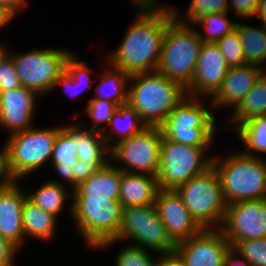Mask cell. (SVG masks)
<instances>
[{"mask_svg": "<svg viewBox=\"0 0 266 266\" xmlns=\"http://www.w3.org/2000/svg\"><path fill=\"white\" fill-rule=\"evenodd\" d=\"M119 46L106 63L129 76L157 70L168 24L174 19L171 5L138 9Z\"/></svg>", "mask_w": 266, "mask_h": 266, "instance_id": "1", "label": "cell"}, {"mask_svg": "<svg viewBox=\"0 0 266 266\" xmlns=\"http://www.w3.org/2000/svg\"><path fill=\"white\" fill-rule=\"evenodd\" d=\"M186 96L180 83L157 71L129 77L128 104L146 126H159Z\"/></svg>", "mask_w": 266, "mask_h": 266, "instance_id": "2", "label": "cell"}, {"mask_svg": "<svg viewBox=\"0 0 266 266\" xmlns=\"http://www.w3.org/2000/svg\"><path fill=\"white\" fill-rule=\"evenodd\" d=\"M232 152L213 156L212 166L221 180L224 199L233 204L246 200L266 199V157Z\"/></svg>", "mask_w": 266, "mask_h": 266, "instance_id": "3", "label": "cell"}, {"mask_svg": "<svg viewBox=\"0 0 266 266\" xmlns=\"http://www.w3.org/2000/svg\"><path fill=\"white\" fill-rule=\"evenodd\" d=\"M187 95L159 125L162 138L193 147H210L214 143L216 119L212 104ZM211 108V109H210Z\"/></svg>", "mask_w": 266, "mask_h": 266, "instance_id": "4", "label": "cell"}, {"mask_svg": "<svg viewBox=\"0 0 266 266\" xmlns=\"http://www.w3.org/2000/svg\"><path fill=\"white\" fill-rule=\"evenodd\" d=\"M202 45L196 27L174 18L167 26L156 71L187 89L193 80Z\"/></svg>", "mask_w": 266, "mask_h": 266, "instance_id": "5", "label": "cell"}, {"mask_svg": "<svg viewBox=\"0 0 266 266\" xmlns=\"http://www.w3.org/2000/svg\"><path fill=\"white\" fill-rule=\"evenodd\" d=\"M69 208L77 235L93 250H98L107 241L118 239L123 212L120 201L72 199Z\"/></svg>", "mask_w": 266, "mask_h": 266, "instance_id": "6", "label": "cell"}, {"mask_svg": "<svg viewBox=\"0 0 266 266\" xmlns=\"http://www.w3.org/2000/svg\"><path fill=\"white\" fill-rule=\"evenodd\" d=\"M191 216L203 228H221L227 203L221 180L212 166L201 175L192 177L176 189Z\"/></svg>", "mask_w": 266, "mask_h": 266, "instance_id": "7", "label": "cell"}, {"mask_svg": "<svg viewBox=\"0 0 266 266\" xmlns=\"http://www.w3.org/2000/svg\"><path fill=\"white\" fill-rule=\"evenodd\" d=\"M62 128V125L41 129L33 126L8 136L4 143L9 168L16 180L21 181L51 160L57 134Z\"/></svg>", "mask_w": 266, "mask_h": 266, "instance_id": "8", "label": "cell"}, {"mask_svg": "<svg viewBox=\"0 0 266 266\" xmlns=\"http://www.w3.org/2000/svg\"><path fill=\"white\" fill-rule=\"evenodd\" d=\"M208 148L210 147L179 144L162 138L157 175L159 189L176 190L192 177L211 168L213 155H207Z\"/></svg>", "mask_w": 266, "mask_h": 266, "instance_id": "9", "label": "cell"}, {"mask_svg": "<svg viewBox=\"0 0 266 266\" xmlns=\"http://www.w3.org/2000/svg\"><path fill=\"white\" fill-rule=\"evenodd\" d=\"M130 240L132 245L158 253L176 250V244L166 232L154 205L123 208L122 221L117 240L103 243L98 249H106L119 241Z\"/></svg>", "mask_w": 266, "mask_h": 266, "instance_id": "10", "label": "cell"}, {"mask_svg": "<svg viewBox=\"0 0 266 266\" xmlns=\"http://www.w3.org/2000/svg\"><path fill=\"white\" fill-rule=\"evenodd\" d=\"M72 52L66 48L53 47L29 50L19 54H12L8 50L21 86L33 90L39 97L54 90L55 82L64 73L66 59Z\"/></svg>", "mask_w": 266, "mask_h": 266, "instance_id": "11", "label": "cell"}, {"mask_svg": "<svg viewBox=\"0 0 266 266\" xmlns=\"http://www.w3.org/2000/svg\"><path fill=\"white\" fill-rule=\"evenodd\" d=\"M161 143L159 126H145L139 133L115 144L110 149V160L113 164L117 162L119 165L115 166L123 172L157 176Z\"/></svg>", "mask_w": 266, "mask_h": 266, "instance_id": "12", "label": "cell"}, {"mask_svg": "<svg viewBox=\"0 0 266 266\" xmlns=\"http://www.w3.org/2000/svg\"><path fill=\"white\" fill-rule=\"evenodd\" d=\"M220 229L232 248L241 241L266 238V199L227 205Z\"/></svg>", "mask_w": 266, "mask_h": 266, "instance_id": "13", "label": "cell"}, {"mask_svg": "<svg viewBox=\"0 0 266 266\" xmlns=\"http://www.w3.org/2000/svg\"><path fill=\"white\" fill-rule=\"evenodd\" d=\"M230 242L220 228L202 229L196 235L176 244V250L187 266H224Z\"/></svg>", "mask_w": 266, "mask_h": 266, "instance_id": "14", "label": "cell"}, {"mask_svg": "<svg viewBox=\"0 0 266 266\" xmlns=\"http://www.w3.org/2000/svg\"><path fill=\"white\" fill-rule=\"evenodd\" d=\"M229 68L216 43H203L195 65L193 80L186 89L187 95L212 98L219 90Z\"/></svg>", "mask_w": 266, "mask_h": 266, "instance_id": "15", "label": "cell"}, {"mask_svg": "<svg viewBox=\"0 0 266 266\" xmlns=\"http://www.w3.org/2000/svg\"><path fill=\"white\" fill-rule=\"evenodd\" d=\"M155 206L168 236L175 244L203 229L191 216L176 190L159 189Z\"/></svg>", "mask_w": 266, "mask_h": 266, "instance_id": "16", "label": "cell"}, {"mask_svg": "<svg viewBox=\"0 0 266 266\" xmlns=\"http://www.w3.org/2000/svg\"><path fill=\"white\" fill-rule=\"evenodd\" d=\"M39 95L26 87L0 92V127L12 135L33 127Z\"/></svg>", "mask_w": 266, "mask_h": 266, "instance_id": "17", "label": "cell"}, {"mask_svg": "<svg viewBox=\"0 0 266 266\" xmlns=\"http://www.w3.org/2000/svg\"><path fill=\"white\" fill-rule=\"evenodd\" d=\"M18 183L0 188V235L20 250L24 243L22 208L27 194Z\"/></svg>", "mask_w": 266, "mask_h": 266, "instance_id": "18", "label": "cell"}, {"mask_svg": "<svg viewBox=\"0 0 266 266\" xmlns=\"http://www.w3.org/2000/svg\"><path fill=\"white\" fill-rule=\"evenodd\" d=\"M262 74L263 68L256 65L230 67L219 90L209 100L213 109L231 106L235 110Z\"/></svg>", "mask_w": 266, "mask_h": 266, "instance_id": "19", "label": "cell"}, {"mask_svg": "<svg viewBox=\"0 0 266 266\" xmlns=\"http://www.w3.org/2000/svg\"><path fill=\"white\" fill-rule=\"evenodd\" d=\"M122 174L123 171L110 161L98 172L80 182L72 192V199L119 201Z\"/></svg>", "mask_w": 266, "mask_h": 266, "instance_id": "20", "label": "cell"}, {"mask_svg": "<svg viewBox=\"0 0 266 266\" xmlns=\"http://www.w3.org/2000/svg\"><path fill=\"white\" fill-rule=\"evenodd\" d=\"M158 191L157 176L123 172L119 201L123 208L154 205Z\"/></svg>", "mask_w": 266, "mask_h": 266, "instance_id": "21", "label": "cell"}, {"mask_svg": "<svg viewBox=\"0 0 266 266\" xmlns=\"http://www.w3.org/2000/svg\"><path fill=\"white\" fill-rule=\"evenodd\" d=\"M85 124L78 121L73 123V141L77 149V159L85 163H109L110 148L107 146L103 134L89 130Z\"/></svg>", "mask_w": 266, "mask_h": 266, "instance_id": "22", "label": "cell"}, {"mask_svg": "<svg viewBox=\"0 0 266 266\" xmlns=\"http://www.w3.org/2000/svg\"><path fill=\"white\" fill-rule=\"evenodd\" d=\"M77 149L73 141V123L63 125V128L58 132L54 144L51 165L59 177L66 181L65 185H69L70 189L74 190V175L73 169L75 162L78 160Z\"/></svg>", "mask_w": 266, "mask_h": 266, "instance_id": "23", "label": "cell"}, {"mask_svg": "<svg viewBox=\"0 0 266 266\" xmlns=\"http://www.w3.org/2000/svg\"><path fill=\"white\" fill-rule=\"evenodd\" d=\"M22 216L25 242V238L47 242L52 239L53 235L55 237L59 219L37 206L27 196L24 200Z\"/></svg>", "mask_w": 266, "mask_h": 266, "instance_id": "24", "label": "cell"}, {"mask_svg": "<svg viewBox=\"0 0 266 266\" xmlns=\"http://www.w3.org/2000/svg\"><path fill=\"white\" fill-rule=\"evenodd\" d=\"M146 125L141 121L138 112L129 104L120 105L111 117L109 131L102 132L107 146L111 149L119 141L139 133Z\"/></svg>", "mask_w": 266, "mask_h": 266, "instance_id": "25", "label": "cell"}, {"mask_svg": "<svg viewBox=\"0 0 266 266\" xmlns=\"http://www.w3.org/2000/svg\"><path fill=\"white\" fill-rule=\"evenodd\" d=\"M65 186L59 179H49L38 186L35 191L27 192V197L44 211L59 219V214L63 212L64 208H67L65 207L67 199L71 197L72 202L73 197V190H70L69 186Z\"/></svg>", "mask_w": 266, "mask_h": 266, "instance_id": "26", "label": "cell"}, {"mask_svg": "<svg viewBox=\"0 0 266 266\" xmlns=\"http://www.w3.org/2000/svg\"><path fill=\"white\" fill-rule=\"evenodd\" d=\"M101 75L96 79L100 82L95 86L94 96L92 98L107 100L116 103L118 106L128 104V82L129 75L120 69L112 67L106 63Z\"/></svg>", "mask_w": 266, "mask_h": 266, "instance_id": "27", "label": "cell"}, {"mask_svg": "<svg viewBox=\"0 0 266 266\" xmlns=\"http://www.w3.org/2000/svg\"><path fill=\"white\" fill-rule=\"evenodd\" d=\"M92 69L86 61L78 60L77 55L72 52L66 59L65 71L56 80L54 89L62 85L69 97L70 95L72 98L78 96L82 91L92 87L93 80L90 78V73H93Z\"/></svg>", "mask_w": 266, "mask_h": 266, "instance_id": "28", "label": "cell"}, {"mask_svg": "<svg viewBox=\"0 0 266 266\" xmlns=\"http://www.w3.org/2000/svg\"><path fill=\"white\" fill-rule=\"evenodd\" d=\"M235 29L241 38L246 63L266 67L263 65L266 64V23L261 21V27H252L237 22Z\"/></svg>", "mask_w": 266, "mask_h": 266, "instance_id": "29", "label": "cell"}, {"mask_svg": "<svg viewBox=\"0 0 266 266\" xmlns=\"http://www.w3.org/2000/svg\"><path fill=\"white\" fill-rule=\"evenodd\" d=\"M230 115L229 124H232L230 129L232 131L250 118L266 115V77L264 74L259 77L240 105Z\"/></svg>", "mask_w": 266, "mask_h": 266, "instance_id": "30", "label": "cell"}, {"mask_svg": "<svg viewBox=\"0 0 266 266\" xmlns=\"http://www.w3.org/2000/svg\"><path fill=\"white\" fill-rule=\"evenodd\" d=\"M234 131L239 142L244 145V149L241 150L243 154L260 157L256 153H266V115L250 118Z\"/></svg>", "mask_w": 266, "mask_h": 266, "instance_id": "31", "label": "cell"}, {"mask_svg": "<svg viewBox=\"0 0 266 266\" xmlns=\"http://www.w3.org/2000/svg\"><path fill=\"white\" fill-rule=\"evenodd\" d=\"M228 13L207 14L198 18L192 24L194 27L199 26L198 28L201 29V32L199 30L198 34L203 43H216L236 28L237 22L231 21Z\"/></svg>", "mask_w": 266, "mask_h": 266, "instance_id": "32", "label": "cell"}, {"mask_svg": "<svg viewBox=\"0 0 266 266\" xmlns=\"http://www.w3.org/2000/svg\"><path fill=\"white\" fill-rule=\"evenodd\" d=\"M174 18L183 24L192 25L198 18L207 14L229 12L228 0H191L182 19L177 8L172 6Z\"/></svg>", "mask_w": 266, "mask_h": 266, "instance_id": "33", "label": "cell"}, {"mask_svg": "<svg viewBox=\"0 0 266 266\" xmlns=\"http://www.w3.org/2000/svg\"><path fill=\"white\" fill-rule=\"evenodd\" d=\"M118 105L114 102L107 100H99L90 98L87 102L84 113L89 116L88 118L92 119L94 123L89 130L104 132L107 131V126L110 123L111 117L116 112ZM102 123H106L100 126ZM100 124V125H99Z\"/></svg>", "mask_w": 266, "mask_h": 266, "instance_id": "34", "label": "cell"}, {"mask_svg": "<svg viewBox=\"0 0 266 266\" xmlns=\"http://www.w3.org/2000/svg\"><path fill=\"white\" fill-rule=\"evenodd\" d=\"M229 67L247 65L239 32L234 29L216 42Z\"/></svg>", "mask_w": 266, "mask_h": 266, "instance_id": "35", "label": "cell"}, {"mask_svg": "<svg viewBox=\"0 0 266 266\" xmlns=\"http://www.w3.org/2000/svg\"><path fill=\"white\" fill-rule=\"evenodd\" d=\"M127 244L121 248L120 252L115 258L116 266H155L157 257L153 258V253L157 256L156 252L149 249L141 248L139 246Z\"/></svg>", "mask_w": 266, "mask_h": 266, "instance_id": "36", "label": "cell"}, {"mask_svg": "<svg viewBox=\"0 0 266 266\" xmlns=\"http://www.w3.org/2000/svg\"><path fill=\"white\" fill-rule=\"evenodd\" d=\"M232 249L251 266H266V238L241 241Z\"/></svg>", "mask_w": 266, "mask_h": 266, "instance_id": "37", "label": "cell"}, {"mask_svg": "<svg viewBox=\"0 0 266 266\" xmlns=\"http://www.w3.org/2000/svg\"><path fill=\"white\" fill-rule=\"evenodd\" d=\"M21 87L11 56L7 53L0 61V92Z\"/></svg>", "mask_w": 266, "mask_h": 266, "instance_id": "38", "label": "cell"}, {"mask_svg": "<svg viewBox=\"0 0 266 266\" xmlns=\"http://www.w3.org/2000/svg\"><path fill=\"white\" fill-rule=\"evenodd\" d=\"M260 0H229L230 9L237 15L236 17L248 18L256 17L257 8Z\"/></svg>", "mask_w": 266, "mask_h": 266, "instance_id": "39", "label": "cell"}, {"mask_svg": "<svg viewBox=\"0 0 266 266\" xmlns=\"http://www.w3.org/2000/svg\"><path fill=\"white\" fill-rule=\"evenodd\" d=\"M108 163H85L77 160L73 169L74 189L77 185L89 178L93 173L98 172Z\"/></svg>", "mask_w": 266, "mask_h": 266, "instance_id": "40", "label": "cell"}, {"mask_svg": "<svg viewBox=\"0 0 266 266\" xmlns=\"http://www.w3.org/2000/svg\"><path fill=\"white\" fill-rule=\"evenodd\" d=\"M0 149V188H3L14 184L17 180L9 168L8 152L5 144Z\"/></svg>", "mask_w": 266, "mask_h": 266, "instance_id": "41", "label": "cell"}, {"mask_svg": "<svg viewBox=\"0 0 266 266\" xmlns=\"http://www.w3.org/2000/svg\"><path fill=\"white\" fill-rule=\"evenodd\" d=\"M18 249L0 235V266H14Z\"/></svg>", "mask_w": 266, "mask_h": 266, "instance_id": "42", "label": "cell"}, {"mask_svg": "<svg viewBox=\"0 0 266 266\" xmlns=\"http://www.w3.org/2000/svg\"><path fill=\"white\" fill-rule=\"evenodd\" d=\"M155 266H187L185 259L177 251L158 253Z\"/></svg>", "mask_w": 266, "mask_h": 266, "instance_id": "43", "label": "cell"}, {"mask_svg": "<svg viewBox=\"0 0 266 266\" xmlns=\"http://www.w3.org/2000/svg\"><path fill=\"white\" fill-rule=\"evenodd\" d=\"M224 266H251L243 257L231 249L225 259Z\"/></svg>", "mask_w": 266, "mask_h": 266, "instance_id": "44", "label": "cell"}, {"mask_svg": "<svg viewBox=\"0 0 266 266\" xmlns=\"http://www.w3.org/2000/svg\"><path fill=\"white\" fill-rule=\"evenodd\" d=\"M26 0H0V5L7 8L9 11H11L15 17L18 12L22 11L23 9L26 8L25 6L27 5Z\"/></svg>", "mask_w": 266, "mask_h": 266, "instance_id": "45", "label": "cell"}, {"mask_svg": "<svg viewBox=\"0 0 266 266\" xmlns=\"http://www.w3.org/2000/svg\"><path fill=\"white\" fill-rule=\"evenodd\" d=\"M132 3L135 4L136 9H150V8H160L164 6H168L167 4L159 3V0H131Z\"/></svg>", "mask_w": 266, "mask_h": 266, "instance_id": "46", "label": "cell"}, {"mask_svg": "<svg viewBox=\"0 0 266 266\" xmlns=\"http://www.w3.org/2000/svg\"><path fill=\"white\" fill-rule=\"evenodd\" d=\"M14 16L15 15L11 11L0 5V29L7 26Z\"/></svg>", "mask_w": 266, "mask_h": 266, "instance_id": "47", "label": "cell"}, {"mask_svg": "<svg viewBox=\"0 0 266 266\" xmlns=\"http://www.w3.org/2000/svg\"><path fill=\"white\" fill-rule=\"evenodd\" d=\"M255 19L266 23V0L259 1Z\"/></svg>", "mask_w": 266, "mask_h": 266, "instance_id": "48", "label": "cell"}, {"mask_svg": "<svg viewBox=\"0 0 266 266\" xmlns=\"http://www.w3.org/2000/svg\"><path fill=\"white\" fill-rule=\"evenodd\" d=\"M8 45L5 46V44H2L0 42V61L3 59V57L8 53Z\"/></svg>", "mask_w": 266, "mask_h": 266, "instance_id": "49", "label": "cell"}, {"mask_svg": "<svg viewBox=\"0 0 266 266\" xmlns=\"http://www.w3.org/2000/svg\"><path fill=\"white\" fill-rule=\"evenodd\" d=\"M263 74H264L265 77H266V68H263Z\"/></svg>", "mask_w": 266, "mask_h": 266, "instance_id": "50", "label": "cell"}]
</instances>
